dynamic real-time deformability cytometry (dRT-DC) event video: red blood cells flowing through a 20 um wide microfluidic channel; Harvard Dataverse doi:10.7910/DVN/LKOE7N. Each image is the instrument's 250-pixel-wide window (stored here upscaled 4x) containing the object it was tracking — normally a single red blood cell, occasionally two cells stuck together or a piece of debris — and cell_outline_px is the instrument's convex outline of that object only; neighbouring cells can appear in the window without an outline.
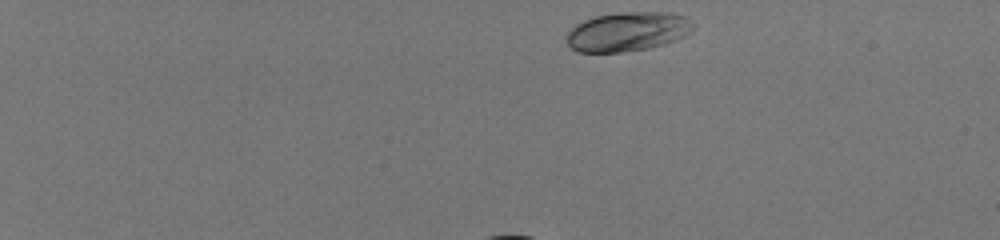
{"species": "human", "species_latin": "Homo sapiens", "temperature_condition": "room temperature", "stored_images_in_passage": 39, "camera_frame_rate_fps": 3000, "um_per_image_px": 0.085, "donor": {"sex": "male"}, "frame": {"image": 1, "passage_image": 1, "time_ms": 0.0, "image_size_px": [1000, 240], "cell_outline_px": [[692, 32], [676, 40], [664, 44], [648, 48], [624, 52], [576, 52], [568, 44], [568, 32], [576, 24], [584, 20], [596, 16], [620, 12], [668, 12], [684, 16], [692, 24]], "centroid_in_image_um": [53.34, 2.69], "position_along_channel_um": 31.7, "area_um2": 28.78}}
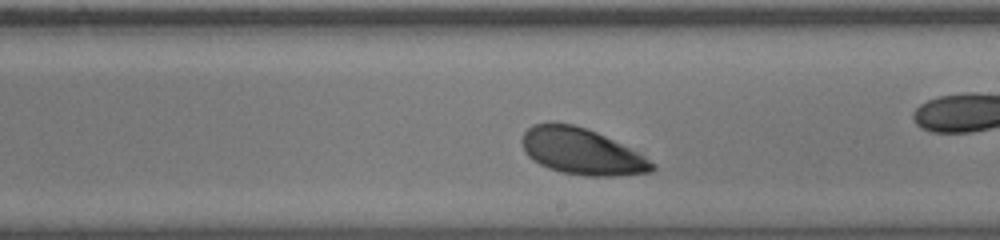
{"frame": {"image": 2, "passage_image": 25, "time_ms": 8.0, "image_size_px": [1000, 240], "cell_outline_px": [[656, 168], [652, 172], [612, 176], [584, 176], [560, 172], [548, 168], [532, 160], [524, 152], [520, 140], [524, 132], [532, 124], [548, 120], [552, 120], [572, 124], [596, 132], [644, 156], [656, 164]], "centroid_in_image_um": [49.36, 12.86], "position_along_channel_um": 239.6, "area_um2": 35.37}}
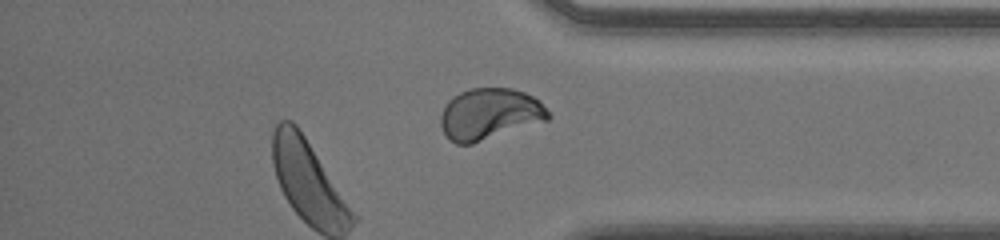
{"frame": {"image": 3, "passage_image": 39, "time_ms": 12.667, "image_size_px": [1000, 240], "cell_outline_px": [[552, 116], [548, 120], [472, 144], [456, 144], [448, 140], [440, 124], [440, 116], [448, 100], [452, 96], [460, 92], [472, 88], [512, 88], [524, 92], [540, 100]], "centroid_in_image_um": [41.61, 9.69], "position_along_channel_um": 393.6, "area_um2": 32.37}, "authors_computed_cell_mechanics": {"area_um2": 35.4314, "velocity_mm_per_s": 3.9449, "shape_relaxation_time_tau1_ms": 1.4633, "shape_relaxation_time_tau2_ms": null, "deformation_change_tau1": 0.0997, "deformation_change_tau2": null}}